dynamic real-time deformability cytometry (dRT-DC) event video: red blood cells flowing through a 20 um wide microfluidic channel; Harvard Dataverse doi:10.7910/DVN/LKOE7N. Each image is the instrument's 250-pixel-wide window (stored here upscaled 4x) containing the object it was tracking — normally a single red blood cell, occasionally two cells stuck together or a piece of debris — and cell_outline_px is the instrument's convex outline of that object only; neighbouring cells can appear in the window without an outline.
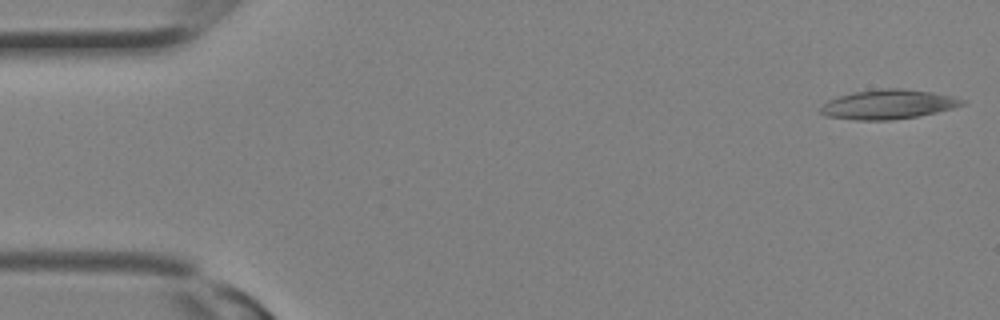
{"species": "Egyptian fruit bat (a non-hibernating species)", "species_latin": "Rousettus aegyptiacus", "temperature_condition": "room temperature", "stored_images_in_passage": 16, "camera_frame_rate_fps": 3000, "um_per_image_px": 0.085, "animal": {"sex": "female"}, "frame": {"image": 1, "passage_image": 1, "time_ms": 0.0, "image_size_px": [1000, 320], "cell_outline_px": [[968, 104], [936, 112], [916, 116], [892, 120], [856, 120], [828, 116], [820, 112], [820, 108], [828, 100], [852, 92], [880, 88], [900, 88], [932, 92], [952, 96], [968, 100]], "centroid_in_image_um": [75.54, 8.86], "position_along_channel_um": 9.5, "area_um2": 24.28}}
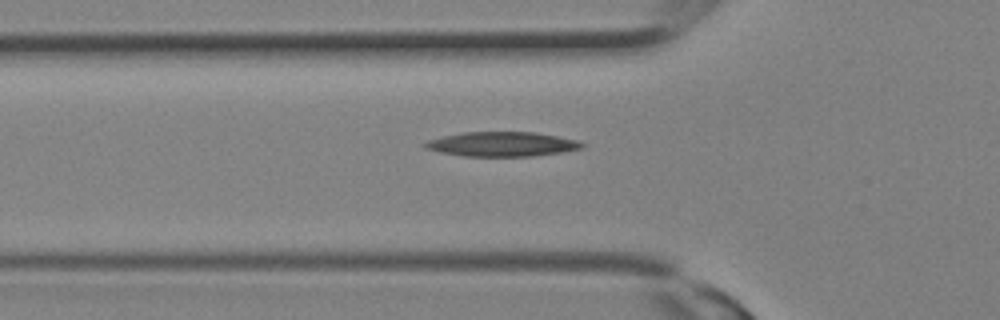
{"frame": {"image": 2, "passage_image": 10, "time_ms": 3.0, "image_size_px": [1000, 320], "cell_outline_px": [[588, 144], [584, 148], [560, 152], [532, 156], [464, 156], [440, 152], [428, 148], [420, 144], [428, 140], [444, 136], [464, 132], [536, 132], [576, 140]], "centroid_in_image_um": [42.69, 12.25], "position_along_channel_um": 83.1, "area_um2": 22.37}}
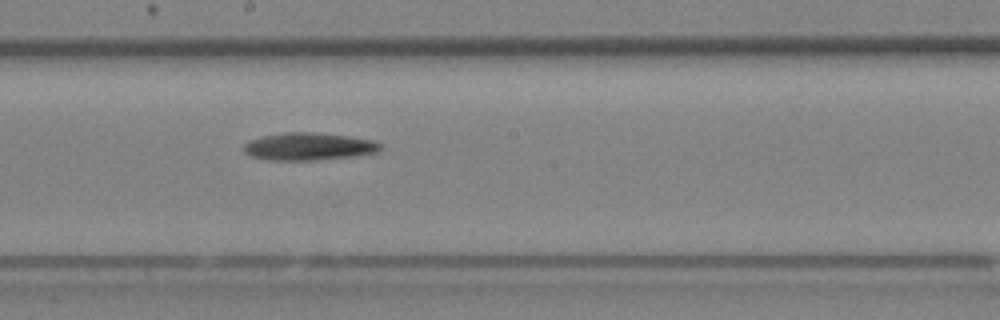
{"frame": {"image": 3, "passage_image": 16, "time_ms": 5.0, "image_size_px": [1000, 320], "cell_outline_px": [[384, 148], [380, 152], [360, 156], [320, 160], [268, 160], [252, 156], [244, 152], [244, 144], [248, 140], [264, 136], [284, 132], [312, 132], [348, 136], [372, 140], [380, 144]], "centroid_in_image_um": [26.3, 12.46], "position_along_channel_um": 221.9, "area_um2": 22.2}}